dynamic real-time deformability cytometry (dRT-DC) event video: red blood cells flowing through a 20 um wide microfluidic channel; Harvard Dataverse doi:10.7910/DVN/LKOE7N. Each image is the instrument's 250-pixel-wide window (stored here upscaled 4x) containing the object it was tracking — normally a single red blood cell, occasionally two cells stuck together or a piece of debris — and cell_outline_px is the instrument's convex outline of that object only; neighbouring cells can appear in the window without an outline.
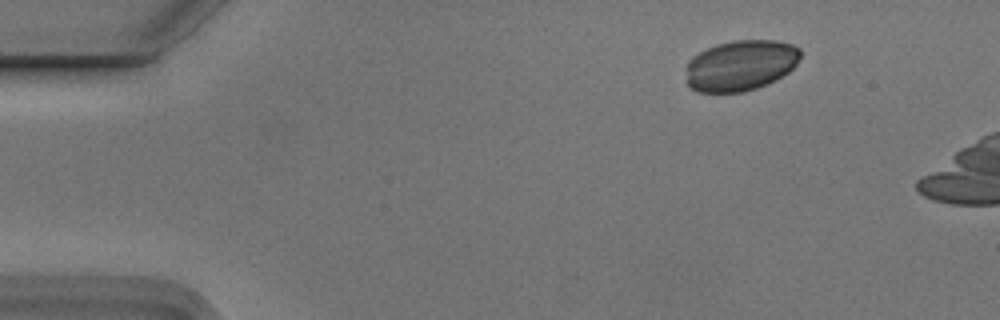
{"species": "Egyptian fruit bat (a non-hibernating species)", "species_latin": "Rousettus aegyptiacus", "temperature_condition": "cold", "stored_images_in_passage": 4, "camera_frame_rate_fps": 3000, "um_per_image_px": 0.085, "animal": {"sex": "male"}, "frame": {"image": 1, "passage_image": 1, "time_ms": 0.0, "image_size_px": [1000, 320], "cell_outline_px": [[800, 56], [796, 64], [788, 72], [776, 80], [756, 88], [744, 92], [696, 92], [688, 84], [684, 68], [688, 60], [692, 56], [716, 44], [732, 40], [776, 40], [792, 44], [800, 48]], "centroid_in_image_um": [62.92, 5.55], "position_along_channel_um": 22.1, "area_um2": 34.1}}